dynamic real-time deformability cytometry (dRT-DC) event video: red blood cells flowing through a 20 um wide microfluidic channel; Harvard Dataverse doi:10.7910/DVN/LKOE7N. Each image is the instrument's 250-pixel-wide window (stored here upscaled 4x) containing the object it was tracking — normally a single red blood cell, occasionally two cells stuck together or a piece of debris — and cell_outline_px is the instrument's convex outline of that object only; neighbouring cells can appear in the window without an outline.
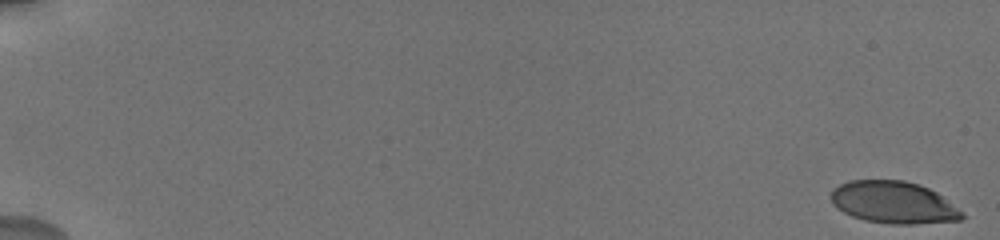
{"species": "human", "species_latin": "Homo sapiens", "temperature_condition": "cold", "stored_images_in_passage": 20, "camera_frame_rate_fps": 3000, "um_per_image_px": 0.085, "donor": {"sex": "male"}, "frame": {"image": 1, "passage_image": 1, "time_ms": 0.0, "image_size_px": [1000, 240], "cell_outline_px": [[968, 216], [960, 220], [916, 224], [892, 224], [864, 220], [852, 216], [836, 208], [832, 204], [832, 192], [840, 184], [848, 180], [904, 180], [928, 188], [936, 192], [964, 212]], "centroid_in_image_um": [75.98, 17.22], "position_along_channel_um": 9.0, "area_um2": 32.14}}
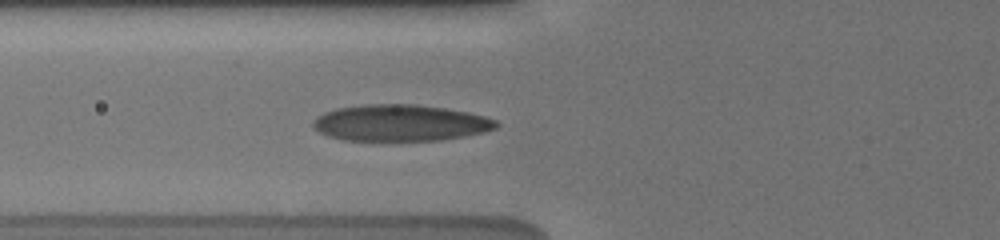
{"frame": {"image": 2, "passage_image": 16, "time_ms": 7.667, "image_size_px": [1000, 240], "cell_outline_px": [[500, 124], [496, 128], [484, 132], [464, 136], [440, 140], [344, 140], [328, 136], [320, 132], [312, 124], [312, 120], [316, 116], [324, 112], [336, 108], [368, 104], [416, 104], [444, 108], [468, 112], [484, 116], [496, 120]], "centroid_in_image_um": [34.02, 10.44], "position_along_channel_um": 91.8, "area_um2": 38.84}}
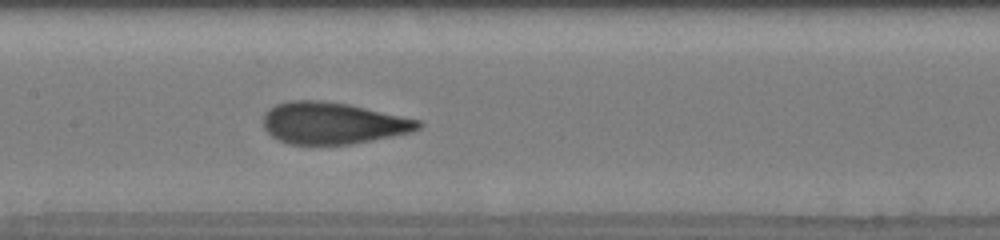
{"frame": {"image": 3, "passage_image": 20, "time_ms": 10.0, "image_size_px": [1000, 240], "cell_outline_px": [[424, 124], [420, 128], [412, 132], [352, 144], [288, 144], [272, 136], [264, 128], [264, 112], [268, 108], [276, 104], [288, 100], [320, 100], [348, 104], [420, 120]], "centroid_in_image_um": [28.27, 10.46], "position_along_channel_um": 179.1, "area_um2": 37.69}}